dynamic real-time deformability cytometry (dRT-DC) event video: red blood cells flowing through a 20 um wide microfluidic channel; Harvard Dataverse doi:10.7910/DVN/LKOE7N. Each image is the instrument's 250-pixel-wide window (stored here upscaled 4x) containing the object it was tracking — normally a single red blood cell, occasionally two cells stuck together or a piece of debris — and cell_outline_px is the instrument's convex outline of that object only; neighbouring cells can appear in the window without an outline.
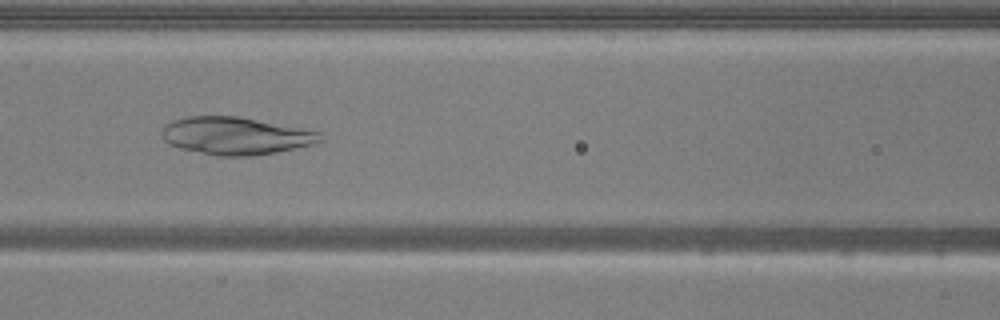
{"species": "common noctule bat (a hibernating species)", "species_latin": "Nyctalus noctula", "temperature_condition": "warm", "stored_images_in_passage": 46, "camera_frame_rate_fps": 3000, "um_per_image_px": 0.085, "animal": {"sex": "male", "body_mass_g": 20.5, "forearm_length_mm": 52.5}, "frame": {"image": 1, "passage_image": 16, "time_ms": 5.0, "image_size_px": [1000, 320], "cell_outline_px": [[324, 140], [316, 144], [276, 152], [252, 156], [220, 156], [180, 148], [168, 144], [160, 136], [160, 132], [164, 124], [172, 120], [188, 116], [236, 116], [320, 132]], "centroid_in_image_um": [19.99, 11.55], "position_along_channel_um": 146.6, "area_um2": 34.62}}
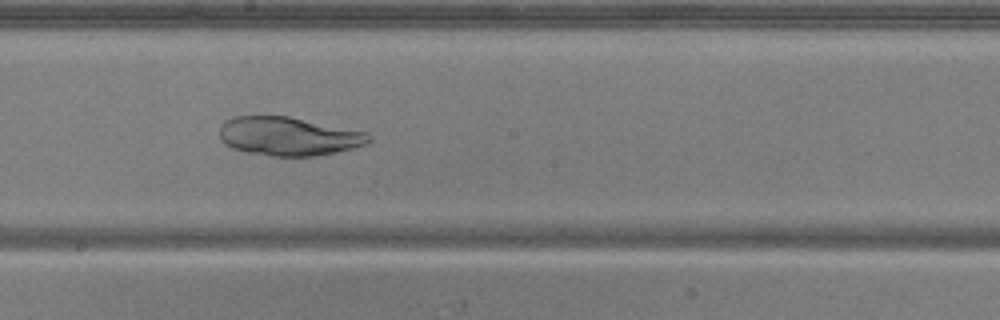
{"frame": {"image": 2, "passage_image": 22, "time_ms": 7.0, "image_size_px": [1000, 320], "cell_outline_px": [[372, 140], [364, 144], [352, 148], [336, 152], [316, 156], [272, 156], [248, 152], [232, 148], [224, 144], [220, 140], [220, 124], [224, 120], [236, 116], [288, 116], [368, 132], [372, 136]], "centroid_in_image_um": [24.51, 11.58], "position_along_channel_um": 223.7, "area_um2": 33.76}}
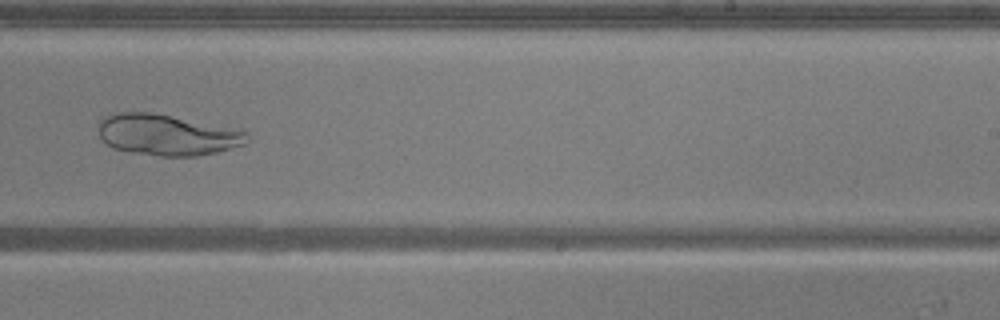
{"frame": {"image": 3, "passage_image": 26, "time_ms": 8.333, "image_size_px": [1000, 320], "cell_outline_px": [[248, 140], [244, 144], [216, 152], [196, 156], [160, 156], [132, 152], [112, 148], [100, 136], [96, 128], [96, 124], [108, 112], [148, 112], [244, 128], [248, 132]], "centroid_in_image_um": [14.22, 11.43], "position_along_channel_um": 274.8, "area_um2": 36.24}}